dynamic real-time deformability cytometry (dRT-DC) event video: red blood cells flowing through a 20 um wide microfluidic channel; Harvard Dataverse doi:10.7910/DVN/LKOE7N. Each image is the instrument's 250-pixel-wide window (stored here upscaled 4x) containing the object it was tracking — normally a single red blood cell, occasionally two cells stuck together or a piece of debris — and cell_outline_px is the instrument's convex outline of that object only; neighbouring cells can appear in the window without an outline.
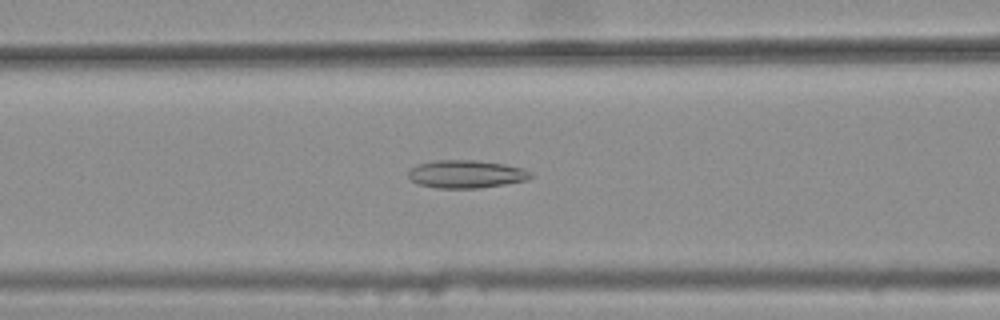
{"species": "common noctule bat (a hibernating species)", "species_latin": "Nyctalus noctula", "temperature_condition": "warm", "stored_images_in_passage": 37, "camera_frame_rate_fps": 3000, "um_per_image_px": 0.085, "animal": {"sex": "female", "body_mass_g": 25.1}, "frame": {"image": 1, "passage_image": 12, "time_ms": 3.667, "image_size_px": [1000, 320], "cell_outline_px": [[532, 176], [524, 180], [504, 184], [476, 188], [436, 188], [420, 184], [412, 180], [408, 176], [408, 172], [416, 164], [436, 160], [476, 160], [504, 164], [524, 168], [532, 172]], "centroid_in_image_um": [39.61, 14.79], "position_along_channel_um": 127.0, "area_um2": 19.77}}
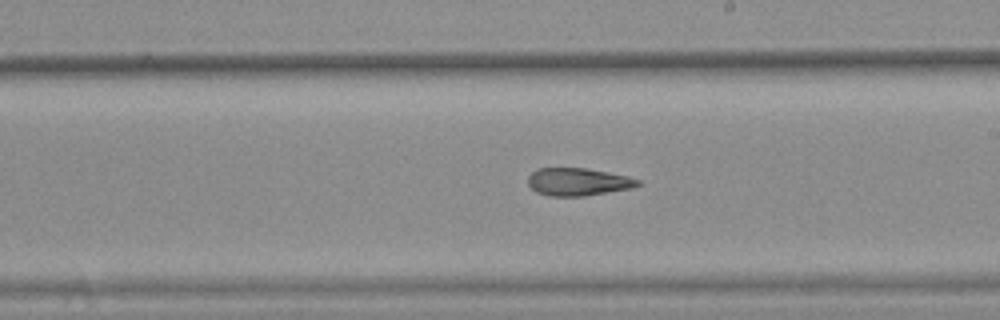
{"frame": {"image": 2, "passage_image": 21, "time_ms": 6.667, "image_size_px": [1000, 320], "cell_outline_px": [[640, 184], [632, 188], [584, 196], [548, 196], [536, 192], [528, 184], [528, 176], [536, 168], [584, 168], [608, 172], [628, 176], [640, 180]], "centroid_in_image_um": [49.11, 15.45], "position_along_channel_um": 239.9, "area_um2": 17.74}}
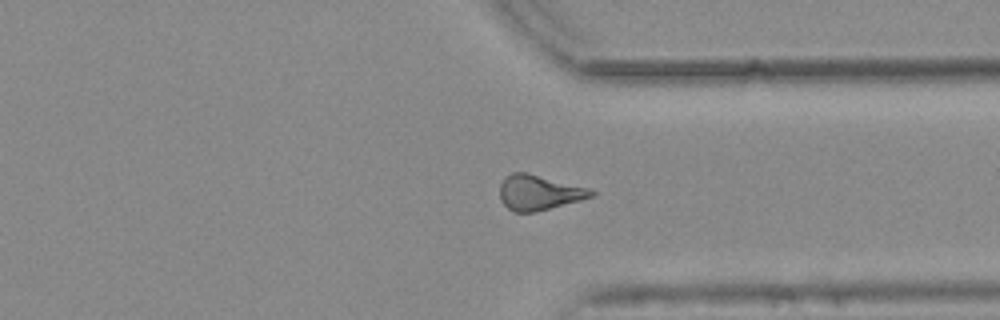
{"frame": {"image": 3, "passage_image": 31, "time_ms": 10.0, "image_size_px": [1000, 320], "cell_outline_px": [[596, 192], [592, 196], [580, 200], [532, 212], [512, 212], [500, 200], [500, 184], [504, 176], [512, 172], [528, 172], [588, 188]], "centroid_in_image_um": [45.75, 16.34], "position_along_channel_um": 365.6, "area_um2": 18.55}, "authors_computed_cell_mechanics": {"area_um2": 18.6116, "velocity_mm_per_s": 3.7745, "shape_relaxation_time_tau1_ms": null, "shape_relaxation_time_tau2_ms": 5.1059, "deformation_change_tau1": null, "deformation_change_tau2": 0.1709}}